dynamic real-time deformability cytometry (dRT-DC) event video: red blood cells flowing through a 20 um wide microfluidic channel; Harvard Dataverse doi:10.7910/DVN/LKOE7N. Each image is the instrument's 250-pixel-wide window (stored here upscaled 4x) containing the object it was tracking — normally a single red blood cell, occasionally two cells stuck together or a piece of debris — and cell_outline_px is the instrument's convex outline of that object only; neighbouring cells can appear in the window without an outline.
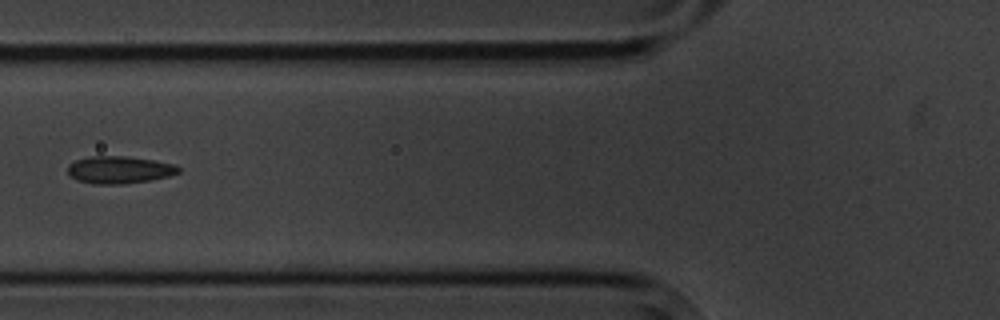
{"species": "common noctule bat (a hibernating species)", "species_latin": "Nyctalus noctula", "temperature_condition": "cold", "stored_images_in_passage": 3, "camera_frame_rate_fps": 3000, "um_per_image_px": 0.085, "animal": {"sex": "male", "body_mass_g": 20.1, "forearm_length_mm": 53.5}, "frame": {"image": 1, "passage_image": 3, "time_ms": 2.333, "image_size_px": [1000, 320], "cell_outline_px": [[180, 172], [168, 176], [152, 180], [124, 184], [92, 184], [76, 180], [68, 172], [68, 164], [76, 160], [92, 156], [124, 156], [152, 160], [176, 164], [180, 168]], "centroid_in_image_um": [10.15, 14.44], "position_along_channel_um": 115.6, "area_um2": 17.69}}